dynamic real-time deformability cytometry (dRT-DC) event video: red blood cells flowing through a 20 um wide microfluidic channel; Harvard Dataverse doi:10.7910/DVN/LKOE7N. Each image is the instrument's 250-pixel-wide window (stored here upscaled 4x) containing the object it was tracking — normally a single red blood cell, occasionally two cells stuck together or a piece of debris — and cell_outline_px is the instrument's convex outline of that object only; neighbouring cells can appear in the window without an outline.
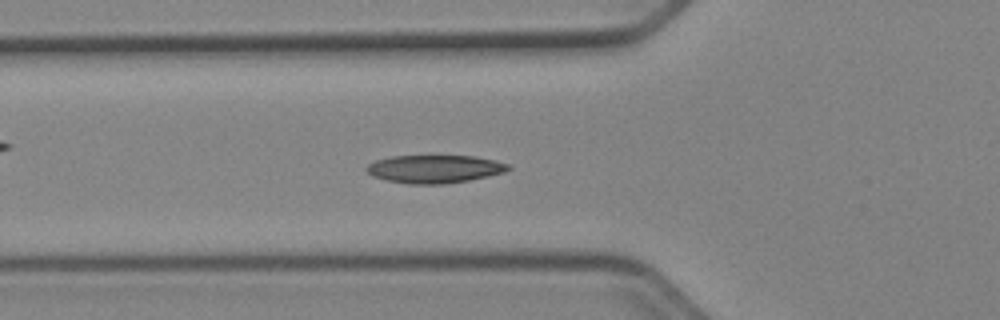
{"species": "Egyptian fruit bat (a non-hibernating species)", "species_latin": "Rousettus aegyptiacus", "temperature_condition": "cold", "stored_images_in_passage": 52, "camera_frame_rate_fps": 3000, "um_per_image_px": 0.085, "animal": {"sex": "female"}, "frame": {"image": 1, "passage_image": 18, "time_ms": 5.667, "image_size_px": [1000, 320], "cell_outline_px": [[512, 168], [504, 172], [488, 176], [468, 180], [444, 184], [412, 184], [388, 180], [372, 176], [364, 168], [368, 164], [376, 160], [392, 156], [476, 156], [496, 160], [508, 164]], "centroid_in_image_um": [36.95, 14.35], "position_along_channel_um": 88.8, "area_um2": 23.06}}
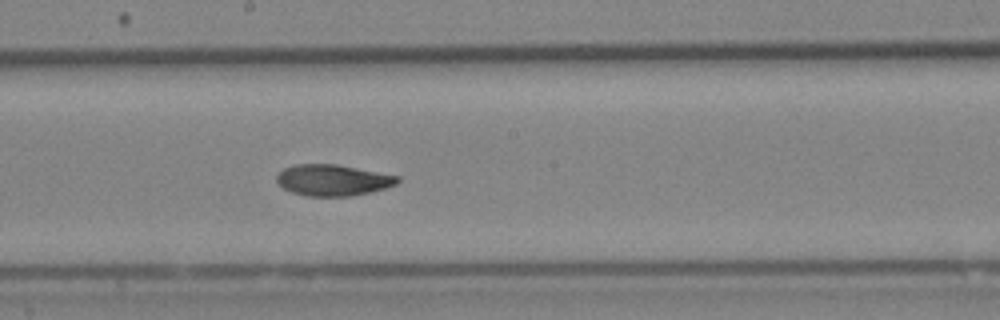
{"frame": {"image": 2, "passage_image": 28, "time_ms": 9.0, "image_size_px": [1000, 320], "cell_outline_px": [[400, 180], [396, 184], [384, 188], [368, 192], [348, 196], [308, 196], [292, 192], [284, 188], [276, 180], [276, 176], [284, 168], [296, 164], [336, 164], [400, 176]], "centroid_in_image_um": [28.29, 15.3], "position_along_channel_um": 219.9, "area_um2": 21.73}}
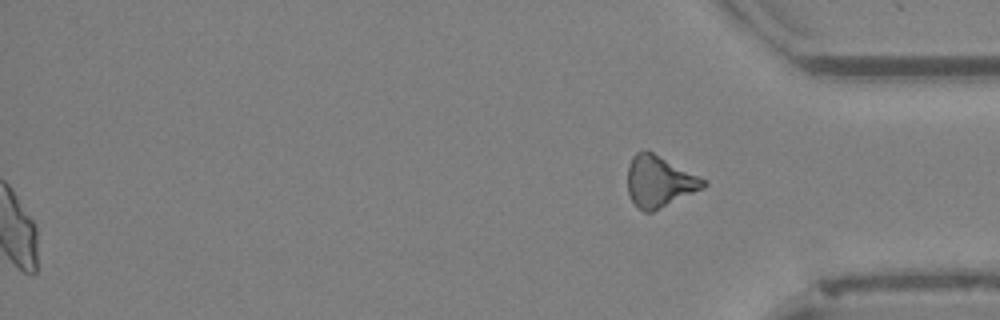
{"frame": {"image": 3, "passage_image": 52, "time_ms": 17.0, "image_size_px": [1000, 320], "cell_outline_px": [[708, 184], [704, 188], [652, 212], [644, 212], [632, 200], [628, 192], [628, 164], [632, 156], [636, 152], [644, 148], [708, 180]], "centroid_in_image_um": [56.05, 15.4], "position_along_channel_um": 379.1, "area_um2": 22.72}, "authors_computed_cell_mechanics": {"area_um2": 22.3686, "velocity_mm_per_s": 3.9406, "shape_relaxation_time_tau1_ms": 5.5779, "shape_relaxation_time_tau2_ms": 2.9199, "deformation_change_tau1": 0.1534, "deformation_change_tau2": 0.0723}}